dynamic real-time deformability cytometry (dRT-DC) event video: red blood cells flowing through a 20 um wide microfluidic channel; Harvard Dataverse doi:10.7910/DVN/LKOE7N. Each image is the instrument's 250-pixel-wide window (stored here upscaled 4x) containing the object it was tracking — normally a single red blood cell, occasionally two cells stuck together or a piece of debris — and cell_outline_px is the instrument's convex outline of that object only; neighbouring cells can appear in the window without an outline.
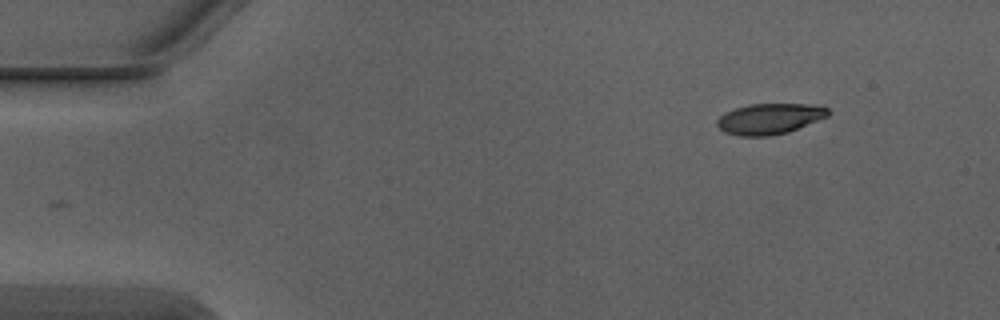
{"species": "Egyptian fruit bat (a non-hibernating species)", "species_latin": "Rousettus aegyptiacus", "temperature_condition": "warm", "stored_images_in_passage": 3, "segment_of_instrument_passage": [2, 2], "camera_frame_rate_fps": 3000, "um_per_image_px": 0.085, "animal": {"sex": "male"}, "frame": {"image": 1, "passage_image": 3, "time_ms": 0.667, "image_size_px": [1000, 320], "cell_outline_px": [[832, 112], [828, 116], [788, 132], [772, 136], [740, 136], [724, 132], [716, 124], [716, 120], [724, 112], [748, 104], [824, 104]], "centroid_in_image_um": [65.45, 10.08], "position_along_channel_um": 19.6, "area_um2": 20.17}}